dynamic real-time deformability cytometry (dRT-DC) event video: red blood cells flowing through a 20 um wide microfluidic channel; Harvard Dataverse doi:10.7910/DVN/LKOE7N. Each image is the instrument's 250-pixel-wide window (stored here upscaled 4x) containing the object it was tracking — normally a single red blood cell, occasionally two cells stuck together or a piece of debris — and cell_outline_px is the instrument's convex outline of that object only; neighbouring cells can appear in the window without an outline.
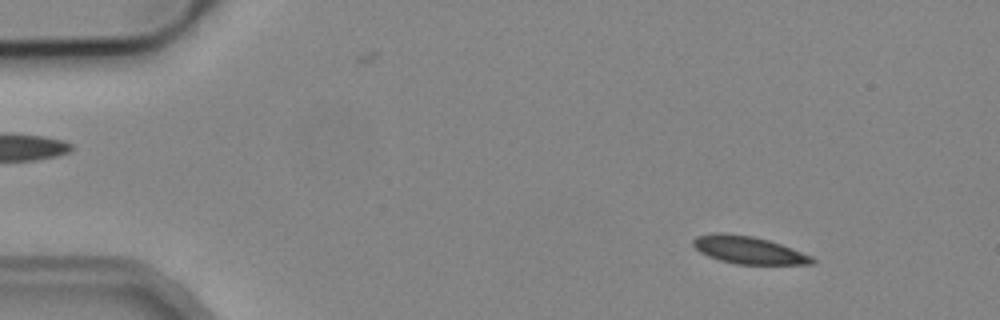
{"species": "common noctule bat (a hibernating species)", "species_latin": "Nyctalus noctula", "temperature_condition": "cold", "stored_images_in_passage": 4, "camera_frame_rate_fps": 3000, "um_per_image_px": 0.085, "animal": {"sex": "male", "body_mass_g": 19.2, "forearm_length_mm": 51.8}, "frame": {"image": 1, "passage_image": 1, "time_ms": 0.0, "image_size_px": [1000, 320], "cell_outline_px": [[816, 260], [812, 264], [736, 264], [720, 260], [708, 256], [700, 252], [692, 244], [692, 240], [696, 236], [712, 232], [724, 232], [752, 236], [768, 240], [792, 248], [812, 256]], "centroid_in_image_um": [63.59, 21.24], "position_along_channel_um": 21.4, "area_um2": 19.13}}